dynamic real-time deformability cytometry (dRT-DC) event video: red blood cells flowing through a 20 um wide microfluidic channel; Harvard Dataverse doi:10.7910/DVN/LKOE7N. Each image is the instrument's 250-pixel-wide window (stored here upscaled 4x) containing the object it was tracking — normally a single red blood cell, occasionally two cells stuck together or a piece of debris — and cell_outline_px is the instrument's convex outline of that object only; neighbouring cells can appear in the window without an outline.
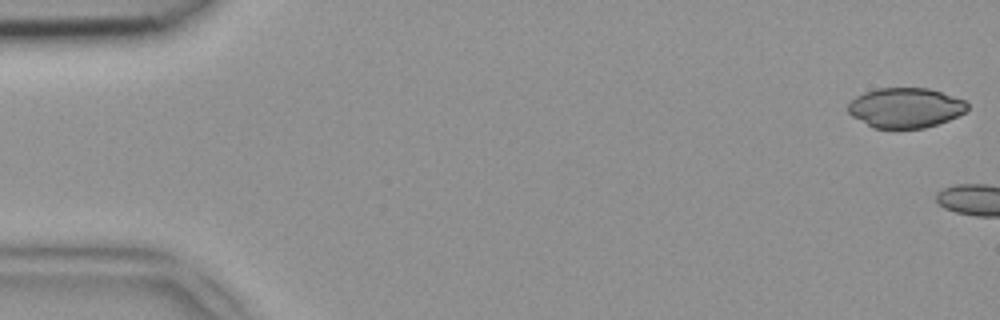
{"species": "common noctule bat (a hibernating species)", "species_latin": "Nyctalus noctula", "temperature_condition": "room temperature", "stored_images_in_passage": 4, "camera_frame_rate_fps": 3000, "um_per_image_px": 0.085, "animal": {"sex": "female", "body_mass_g": 18.4}, "frame": {"image": 1, "passage_image": 1, "time_ms": 0.0, "image_size_px": [1000, 320], "cell_outline_px": [[968, 108], [964, 112], [948, 120], [924, 128], [872, 128], [852, 116], [848, 112], [848, 104], [856, 96], [864, 92], [876, 88], [928, 88], [964, 100], [968, 104]], "centroid_in_image_um": [76.92, 9.16], "position_along_channel_um": 8.1, "area_um2": 27.63}}